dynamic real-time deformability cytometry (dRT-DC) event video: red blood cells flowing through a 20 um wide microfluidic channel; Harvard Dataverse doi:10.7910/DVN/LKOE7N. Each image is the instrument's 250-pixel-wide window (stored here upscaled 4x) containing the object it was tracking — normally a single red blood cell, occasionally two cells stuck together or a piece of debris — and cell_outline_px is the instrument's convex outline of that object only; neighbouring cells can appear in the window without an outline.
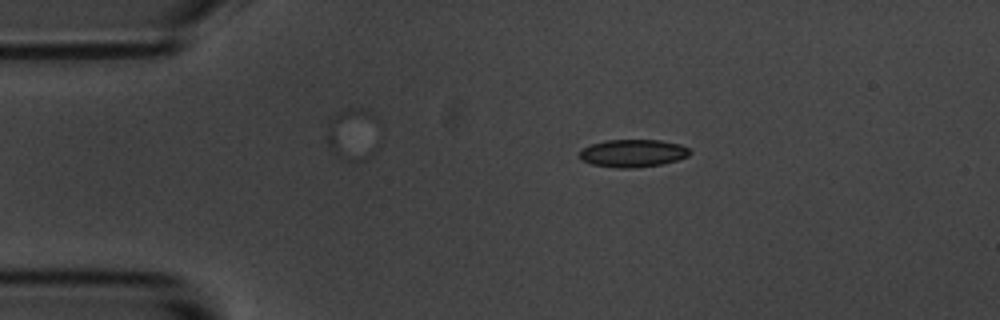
{"species": "common noctule bat (a hibernating species)", "species_latin": "Nyctalus noctula", "temperature_condition": "room temperature", "stored_images_in_passage": 6, "camera_frame_rate_fps": 3000, "um_per_image_px": 0.085, "animal": {"sex": "male", "body_mass_g": 20.1, "forearm_length_mm": 53.5}, "frame": {"image": 1, "passage_image": 1, "time_ms": 0.0, "image_size_px": [1000, 320], "cell_outline_px": [[692, 152], [688, 156], [676, 160], [660, 164], [632, 168], [616, 168], [592, 164], [580, 160], [580, 148], [604, 140], [660, 140], [680, 144], [688, 148]], "centroid_in_image_um": [53.76, 13.02], "position_along_channel_um": 31.2, "area_um2": 17.8}}
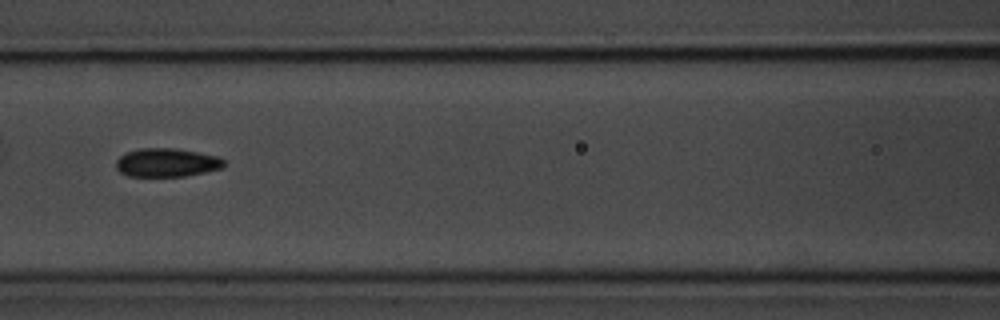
{"frame": {"image": 2, "passage_image": 5, "time_ms": 4.667, "image_size_px": [1000, 320], "cell_outline_px": [[224, 168], [184, 176], [128, 176], [120, 172], [116, 168], [116, 160], [120, 156], [128, 152], [140, 148], [176, 148], [216, 156], [224, 160]], "centroid_in_image_um": [14.16, 13.82], "position_along_channel_um": 152.4, "area_um2": 17.86}}
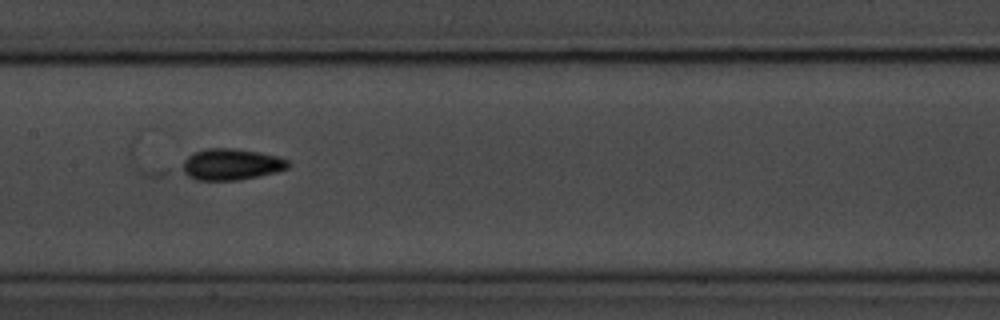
{"frame": {"image": 3, "passage_image": 6, "time_ms": 5.667, "image_size_px": [1000, 320], "cell_outline_px": [[292, 164], [288, 168], [276, 172], [240, 180], [196, 180], [148, 176], [140, 172], [136, 168], [192, 152], [208, 148], [236, 148], [260, 152], [276, 156], [288, 160]], "centroid_in_image_um": [18.44, 14.04], "position_along_channel_um": 189.0, "area_um2": 25.03}}